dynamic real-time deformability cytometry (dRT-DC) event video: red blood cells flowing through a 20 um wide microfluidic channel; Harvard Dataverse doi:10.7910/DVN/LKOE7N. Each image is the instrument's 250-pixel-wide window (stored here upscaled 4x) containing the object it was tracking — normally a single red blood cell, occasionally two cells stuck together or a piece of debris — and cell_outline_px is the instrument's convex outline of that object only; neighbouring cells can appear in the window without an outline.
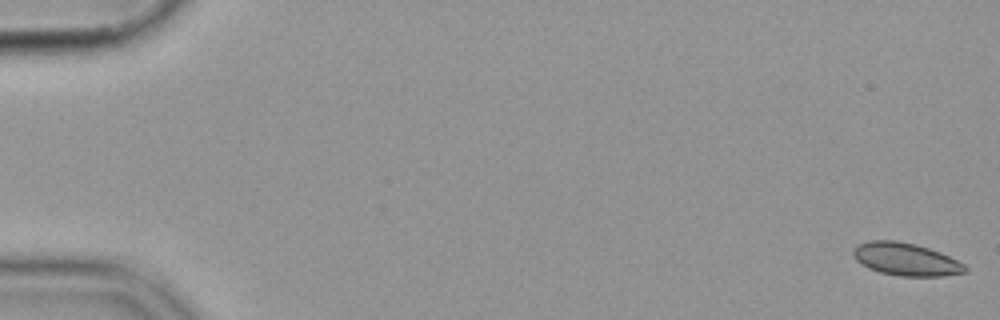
{"species": "common noctule bat (a hibernating species)", "species_latin": "Nyctalus noctula", "temperature_condition": "cold", "stored_images_in_passage": 56, "camera_frame_rate_fps": 3000, "um_per_image_px": 0.085, "animal": {"sex": "female", "body_mass_g": 19.9}, "frame": {"image": 1, "passage_image": 1, "time_ms": 0.0, "image_size_px": [1000, 320], "cell_outline_px": [[968, 272], [944, 276], [900, 276], [880, 272], [868, 268], [860, 264], [852, 256], [852, 248], [856, 244], [868, 240], [896, 240], [916, 244], [940, 252], [964, 264], [968, 268]], "centroid_in_image_um": [76.95, 22.03], "position_along_channel_um": 8.0, "area_um2": 21.62}}
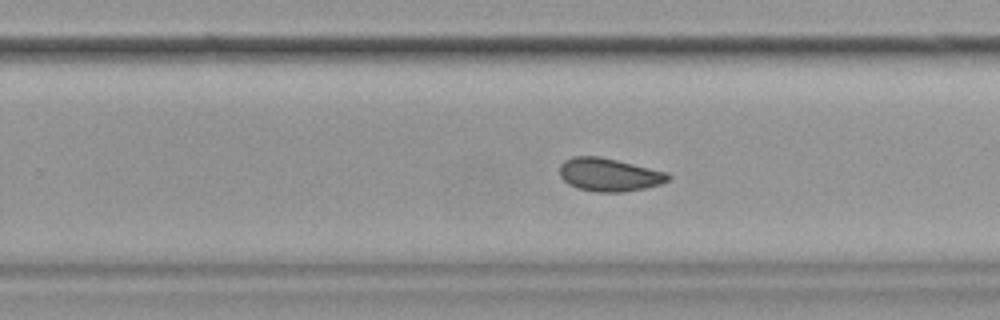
{"frame": {"image": 2, "passage_image": 36, "time_ms": 11.667, "image_size_px": [1000, 320], "cell_outline_px": [[672, 176], [668, 180], [660, 184], [644, 188], [624, 192], [596, 192], [580, 188], [568, 184], [560, 176], [560, 164], [564, 160], [572, 156], [600, 156], [668, 172]], "centroid_in_image_um": [51.78, 14.84], "position_along_channel_um": 278.0, "area_um2": 20.98}}
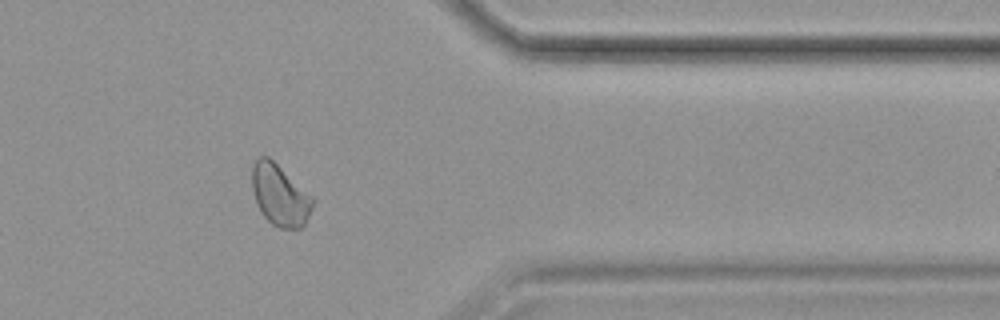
{"frame": {"image": 3, "passage_image": 46, "time_ms": 15.0, "image_size_px": [1000, 320], "cell_outline_px": [[312, 208], [304, 224], [300, 228], [280, 228], [272, 224], [264, 216], [256, 204], [252, 188], [252, 164], [260, 156], [268, 156], [312, 196]], "centroid_in_image_um": [23.75, 16.58], "position_along_channel_um": 387.6, "area_um2": 21.33}}